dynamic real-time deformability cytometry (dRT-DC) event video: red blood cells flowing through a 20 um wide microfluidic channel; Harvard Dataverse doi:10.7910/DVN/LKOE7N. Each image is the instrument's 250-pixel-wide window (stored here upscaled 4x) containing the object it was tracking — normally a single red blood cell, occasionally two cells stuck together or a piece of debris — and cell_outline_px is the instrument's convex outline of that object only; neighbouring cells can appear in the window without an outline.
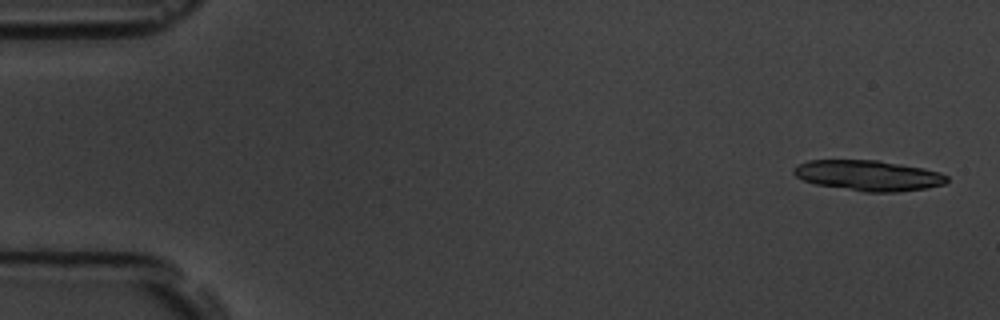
{"species": "common noctule bat (a hibernating species)", "species_latin": "Nyctalus noctula", "temperature_condition": "room temperature", "stored_images_in_passage": 6, "camera_frame_rate_fps": 3000, "um_per_image_px": 0.085, "animal": {"sex": "male", "body_mass_g": 19.5, "forearm_length_mm": 54.6}, "frame": {"image": 1, "passage_image": 1, "time_ms": 0.0, "image_size_px": [1000, 320], "cell_outline_px": [[948, 180], [944, 184], [924, 188], [896, 192], [864, 192], [816, 184], [804, 180], [796, 176], [792, 172], [792, 168], [808, 160], [876, 160], [924, 168], [940, 172], [948, 176]], "centroid_in_image_um": [73.8, 14.91], "position_along_channel_um": 11.2, "area_um2": 27.11}}